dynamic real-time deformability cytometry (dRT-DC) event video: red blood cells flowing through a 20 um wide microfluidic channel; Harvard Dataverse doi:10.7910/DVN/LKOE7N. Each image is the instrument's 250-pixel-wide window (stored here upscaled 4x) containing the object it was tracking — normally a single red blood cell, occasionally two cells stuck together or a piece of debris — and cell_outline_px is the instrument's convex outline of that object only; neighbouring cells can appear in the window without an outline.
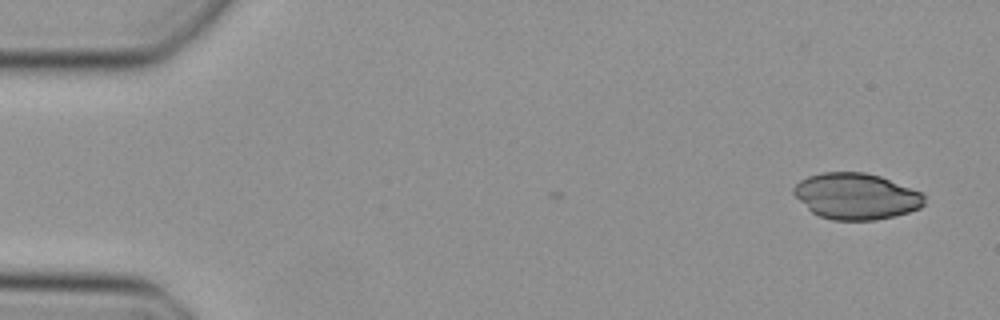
{"species": "Egyptian fruit bat (a non-hibernating species)", "species_latin": "Rousettus aegyptiacus", "temperature_condition": "cold", "stored_images_in_passage": 2, "camera_frame_rate_fps": 3000, "um_per_image_px": 0.085, "animal": {"sex": "female"}, "frame": {"image": 1, "passage_image": 2, "time_ms": 0.333, "image_size_px": [1000, 320], "cell_outline_px": [[924, 204], [920, 208], [908, 212], [892, 216], [872, 220], [832, 220], [820, 216], [812, 212], [792, 192], [792, 188], [800, 180], [808, 176], [824, 172], [864, 172], [880, 176], [924, 192]], "centroid_in_image_um": [72.79, 16.67], "position_along_channel_um": 12.2, "area_um2": 35.08}}